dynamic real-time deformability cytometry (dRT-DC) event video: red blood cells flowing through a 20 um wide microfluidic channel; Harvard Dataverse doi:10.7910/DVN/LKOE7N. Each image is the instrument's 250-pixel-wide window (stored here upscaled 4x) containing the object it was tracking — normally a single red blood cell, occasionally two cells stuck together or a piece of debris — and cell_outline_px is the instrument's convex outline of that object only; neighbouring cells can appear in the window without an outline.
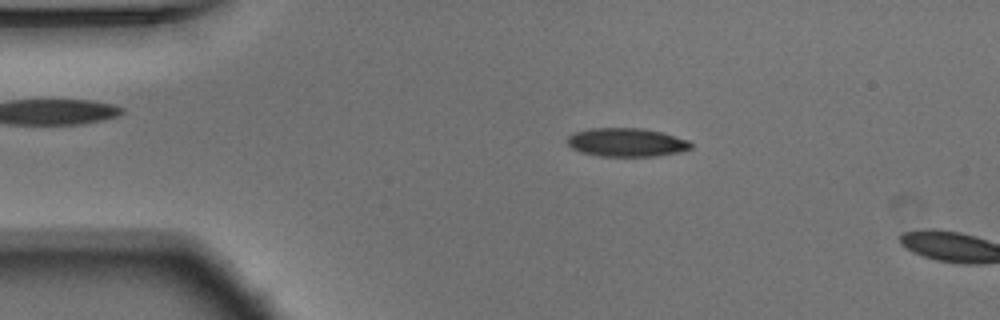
{"species": "Egyptian fruit bat (a non-hibernating species)", "species_latin": "Rousettus aegyptiacus", "temperature_condition": "warm", "stored_images_in_passage": 51, "camera_frame_rate_fps": 3000, "um_per_image_px": 0.085, "animal": {"sex": "male"}, "frame": {"image": 1, "passage_image": 9, "time_ms": 2.667, "image_size_px": [1000, 320], "cell_outline_px": [[692, 148], [680, 152], [656, 156], [600, 156], [580, 152], [572, 148], [568, 144], [568, 136], [572, 132], [592, 128], [644, 128], [660, 132], [688, 140], [692, 144]], "centroid_in_image_um": [53.24, 12.1], "position_along_channel_um": 31.8, "area_um2": 20.58}}
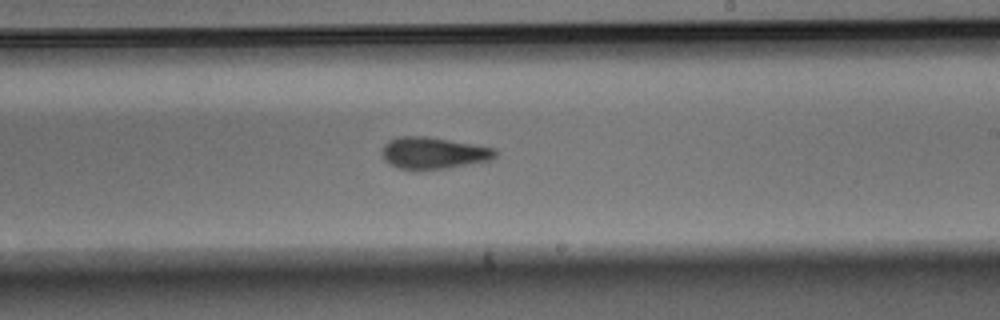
{"frame": {"image": 2, "passage_image": 30, "time_ms": 9.667, "image_size_px": [1000, 320], "cell_outline_px": [[496, 156], [492, 160], [448, 168], [400, 168], [388, 164], [384, 160], [384, 144], [388, 140], [400, 136], [428, 136], [496, 148]], "centroid_in_image_um": [36.88, 12.98], "position_along_channel_um": 252.1, "area_um2": 20.69}}
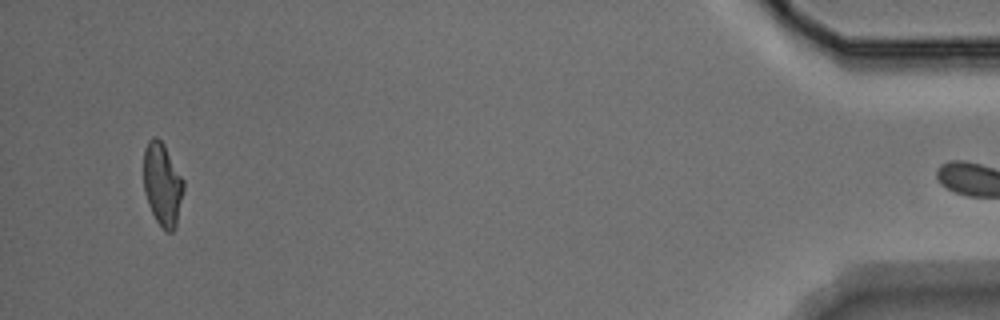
{"frame": {"image": 3, "passage_image": 50, "time_ms": 16.333, "image_size_px": [1000, 320], "cell_outline_px": [[184, 188], [176, 224], [172, 232], [168, 232], [156, 220], [148, 204], [144, 192], [144, 148], [148, 140], [152, 136], [156, 136], [164, 144], [184, 180]], "centroid_in_image_um": [13.79, 15.62], "position_along_channel_um": 421.4, "area_um2": 19.19}, "authors_computed_cell_mechanics": {"area_um2": 20.6924, "velocity_mm_per_s": 3.7516, "shape_relaxation_time_tau1_ms": 8.3567, "shape_relaxation_time_tau2_ms": 3.3837, "deformation_change_tau1": 0.2309, "deformation_change_tau2": 0.1117}}